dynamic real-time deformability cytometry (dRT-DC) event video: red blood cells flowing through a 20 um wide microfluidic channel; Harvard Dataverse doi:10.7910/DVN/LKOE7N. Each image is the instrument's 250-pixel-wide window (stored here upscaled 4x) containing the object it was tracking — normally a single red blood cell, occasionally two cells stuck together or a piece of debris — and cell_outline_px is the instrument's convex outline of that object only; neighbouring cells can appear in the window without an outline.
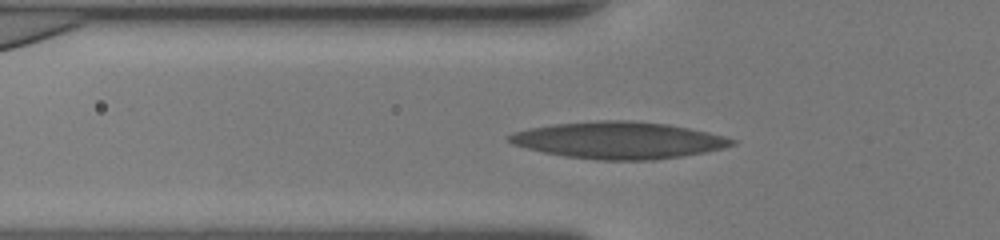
{"species": "human", "species_latin": "Homo sapiens", "temperature_condition": "room temperature", "stored_images_in_passage": 32, "camera_frame_rate_fps": 3000, "um_per_image_px": 0.085, "donor": {"sex": "female"}, "frame": {"image": 1, "passage_image": 9, "time_ms": 2.667, "image_size_px": [1000, 240], "cell_outline_px": [[736, 144], [724, 148], [684, 156], [656, 160], [596, 160], [564, 156], [544, 152], [512, 144], [504, 140], [504, 136], [512, 132], [528, 128], [552, 124], [596, 120], [632, 120], [668, 124], [708, 132], [724, 136], [736, 140]], "centroid_in_image_um": [52.55, 11.92], "position_along_channel_um": 73.3, "area_um2": 48.32}}
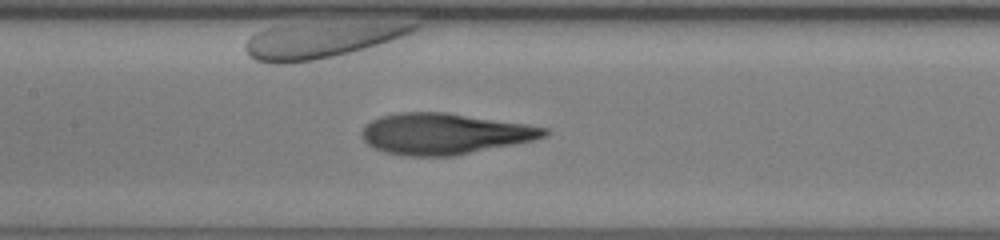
{"frame": {"image": 2, "passage_image": 16, "time_ms": 5.0, "image_size_px": [1000, 240], "cell_outline_px": [[548, 136], [516, 144], [452, 156], [408, 156], [384, 152], [368, 144], [364, 140], [360, 132], [372, 120], [380, 116], [400, 112], [448, 112], [524, 124], [548, 128]], "centroid_in_image_um": [37.78, 11.37], "position_along_channel_um": 169.6, "area_um2": 43.47}}
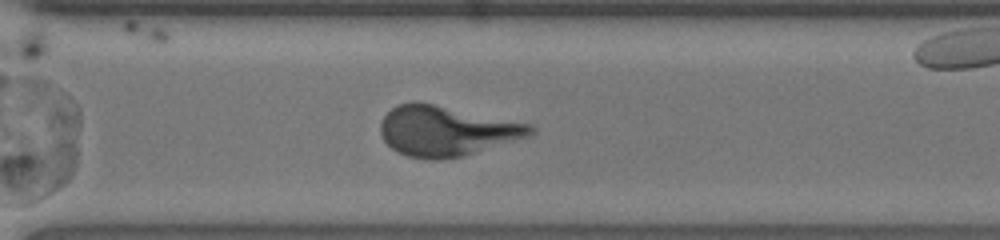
{"frame": {"image": 3, "passage_image": 28, "time_ms": 9.0, "image_size_px": [1000, 240], "cell_outline_px": [[536, 132], [528, 136], [464, 156], [440, 160], [432, 160], [408, 156], [392, 148], [384, 140], [380, 132], [380, 124], [384, 116], [392, 108], [400, 104], [432, 104], [532, 124], [536, 128]], "centroid_in_image_um": [37.97, 11.16], "position_along_channel_um": 332.6, "area_um2": 43.0}, "authors_computed_cell_mechanics": {"area_um2": 43.6101, "velocity_mm_per_s": 4.0926, "shape_relaxation_time_tau1_ms": 6.0954, "shape_relaxation_time_tau2_ms": 1.4656, "deformation_change_tau1": 0.2925, "deformation_change_tau2": 0.0981}}